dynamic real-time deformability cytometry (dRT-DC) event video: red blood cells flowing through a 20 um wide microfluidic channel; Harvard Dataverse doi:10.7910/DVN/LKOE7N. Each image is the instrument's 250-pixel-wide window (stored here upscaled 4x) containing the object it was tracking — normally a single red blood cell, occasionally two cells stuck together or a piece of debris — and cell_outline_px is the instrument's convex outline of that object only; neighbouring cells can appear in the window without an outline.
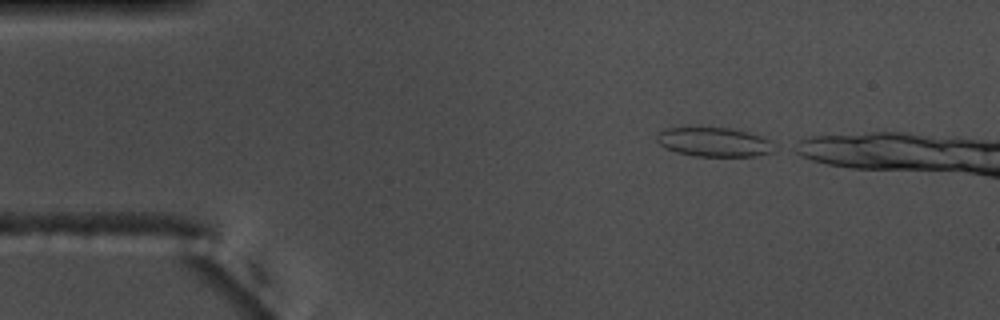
{"species": "common noctule bat (a hibernating species)", "species_latin": "Nyctalus noctula", "temperature_condition": "warm", "stored_images_in_passage": 8, "camera_frame_rate_fps": 3000, "um_per_image_px": 0.085, "animal": {"sex": "male", "body_mass_g": 17.5, "forearm_length_mm": 52.3}, "frame": {"image": 1, "passage_image": 1, "time_ms": 0.0, "image_size_px": [1000, 320], "cell_outline_px": [[780, 148], [772, 152], [756, 156], [696, 156], [676, 152], [664, 148], [656, 140], [656, 136], [664, 128], [732, 128], [764, 136], [772, 140]], "centroid_in_image_um": [60.79, 12.08], "position_along_channel_um": 24.2, "area_um2": 20.35}}